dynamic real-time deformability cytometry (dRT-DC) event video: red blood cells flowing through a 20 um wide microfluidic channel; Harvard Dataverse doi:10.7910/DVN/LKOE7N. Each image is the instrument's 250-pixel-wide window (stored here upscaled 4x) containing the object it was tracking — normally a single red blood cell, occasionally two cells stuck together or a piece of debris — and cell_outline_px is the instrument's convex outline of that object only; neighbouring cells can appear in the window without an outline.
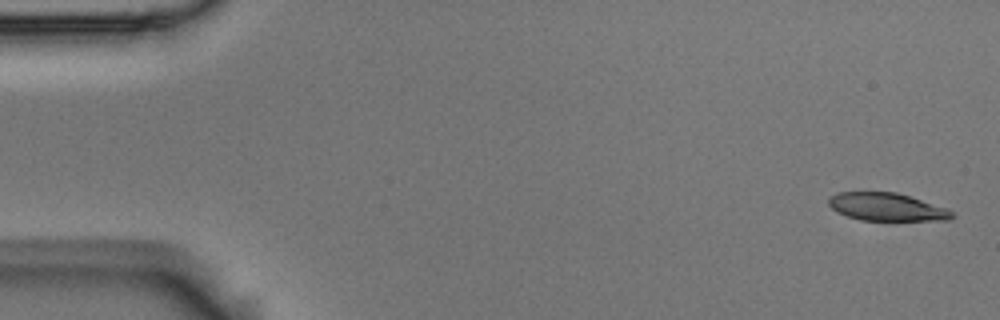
{"species": "Egyptian fruit bat (a non-hibernating species)", "species_latin": "Rousettus aegyptiacus", "temperature_condition": "room temperature", "stored_images_in_passage": 5, "camera_frame_rate_fps": 3000, "um_per_image_px": 0.085, "animal": {"sex": "male"}, "frame": {"image": 1, "passage_image": 1, "time_ms": 0.0, "image_size_px": [1000, 320], "cell_outline_px": [[956, 216], [948, 220], [860, 220], [836, 212], [828, 204], [828, 200], [832, 196], [840, 192], [896, 192], [948, 208]], "centroid_in_image_um": [75.39, 17.59], "position_along_channel_um": 9.6, "area_um2": 19.94}}
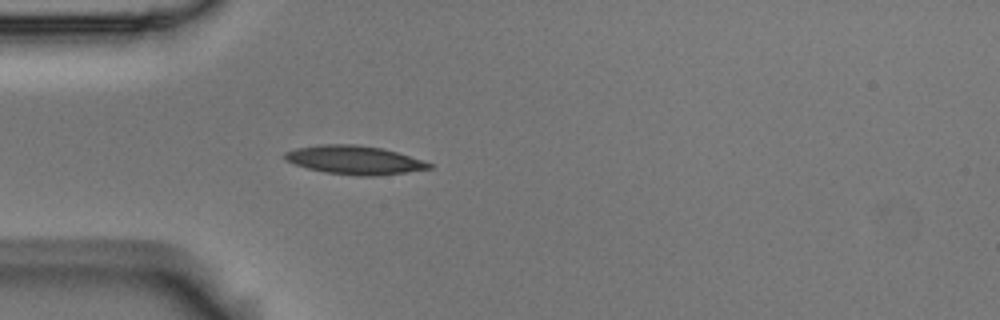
{"frame": {"image": 2, "passage_image": 5, "time_ms": 1.333, "image_size_px": [1000, 320], "cell_outline_px": [[432, 168], [376, 176], [356, 176], [324, 172], [308, 168], [284, 160], [284, 152], [296, 148], [316, 144], [356, 144], [384, 148], [424, 160], [432, 164]], "centroid_in_image_um": [30.12, 13.59], "position_along_channel_um": 54.9, "area_um2": 24.22}}